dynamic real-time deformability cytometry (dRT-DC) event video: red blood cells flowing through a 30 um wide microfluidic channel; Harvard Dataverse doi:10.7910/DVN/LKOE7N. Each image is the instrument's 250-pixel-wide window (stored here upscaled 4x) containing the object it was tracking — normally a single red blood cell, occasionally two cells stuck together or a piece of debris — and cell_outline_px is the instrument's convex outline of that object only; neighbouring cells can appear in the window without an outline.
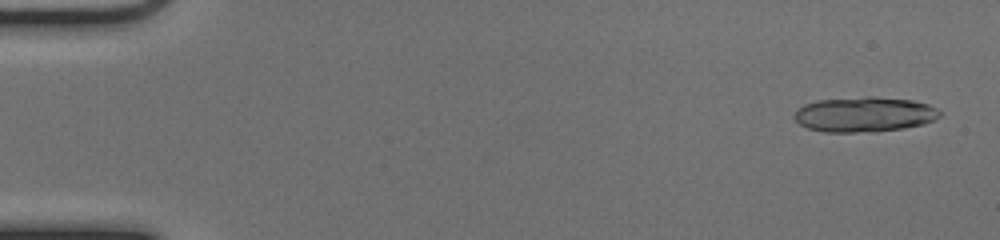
{"species": "common noctule bat (a hibernating species)", "species_latin": "Nyctalus noctula", "temperature_condition": "cold", "stored_images_in_passage": 52, "segment_of_instrument_passage": [1, 2], "camera_frame_rate_fps": 3000, "um_per_image_px": 0.085, "animal": {"sex": "female", "body_mass_g": 17.0, "forearm_length_mm": 48.0}, "frame": {"image": 1, "passage_image": 2, "time_ms": 0.333, "image_size_px": [1000, 240], "cell_outline_px": [[940, 116], [924, 124], [904, 128], [876, 132], [824, 132], [808, 128], [800, 124], [792, 116], [796, 108], [804, 104], [816, 100], [864, 96], [872, 96], [912, 100], [928, 104], [936, 108], [940, 112]], "centroid_in_image_um": [73.43, 9.72], "position_along_channel_um": 11.6, "area_um2": 30.06}}